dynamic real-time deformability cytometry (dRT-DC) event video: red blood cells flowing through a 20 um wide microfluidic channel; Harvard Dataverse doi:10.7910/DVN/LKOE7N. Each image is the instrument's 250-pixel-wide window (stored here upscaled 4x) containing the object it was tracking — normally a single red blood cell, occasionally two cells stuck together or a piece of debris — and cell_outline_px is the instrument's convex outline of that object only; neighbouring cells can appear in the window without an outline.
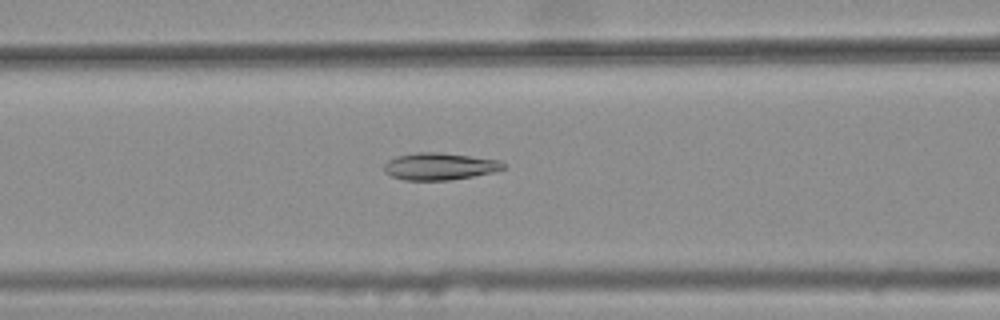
{"species": "common noctule bat (a hibernating species)", "species_latin": "Nyctalus noctula", "temperature_condition": "warm", "stored_images_in_passage": 39, "camera_frame_rate_fps": 3000, "um_per_image_px": 0.085, "animal": {"sex": "female", "body_mass_g": 25.1}, "frame": {"image": 1, "passage_image": 14, "time_ms": 4.333, "image_size_px": [1000, 320], "cell_outline_px": [[504, 168], [492, 172], [472, 176], [448, 180], [404, 180], [392, 176], [384, 172], [384, 164], [388, 160], [396, 156], [416, 152], [440, 152], [500, 160], [504, 164]], "centroid_in_image_um": [37.32, 14.13], "position_along_channel_um": 129.3, "area_um2": 18.73}}
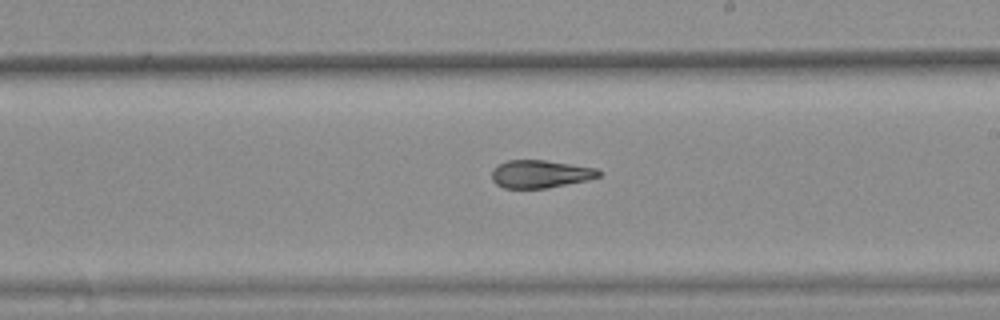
{"frame": {"image": 2, "passage_image": 23, "time_ms": 7.333, "image_size_px": [1000, 320], "cell_outline_px": [[600, 176], [588, 180], [548, 188], [504, 188], [496, 184], [492, 180], [492, 168], [496, 164], [508, 160], [544, 160], [596, 168], [600, 172]], "centroid_in_image_um": [45.88, 14.79], "position_along_channel_um": 243.1, "area_um2": 17.4}}
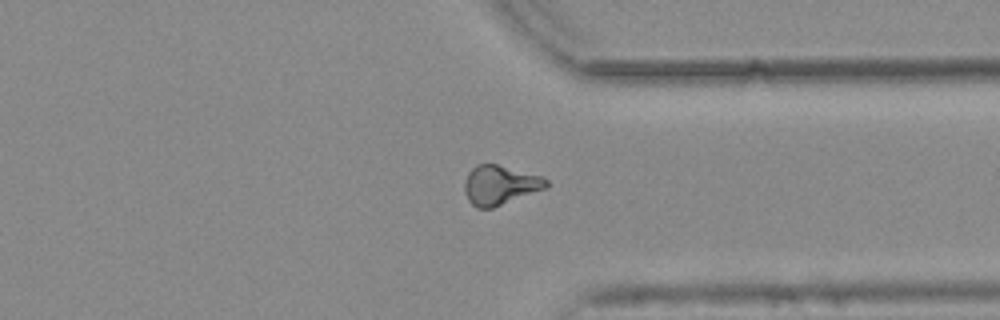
{"frame": {"image": 3, "passage_image": 33, "time_ms": 10.667, "image_size_px": [1000, 320], "cell_outline_px": [[548, 188], [492, 208], [476, 208], [468, 200], [464, 192], [464, 184], [468, 172], [476, 164], [496, 164], [544, 176], [548, 180]], "centroid_in_image_um": [42.52, 15.73], "position_along_channel_um": 368.9, "area_um2": 18.96}, "authors_computed_cell_mechanics": {"area_um2": 18.3226, "velocity_mm_per_s": 3.8003, "shape_relaxation_time_tau1_ms": null, "shape_relaxation_time_tau2_ms": 1.9503, "deformation_change_tau1": null, "deformation_change_tau2": 0.0734}}